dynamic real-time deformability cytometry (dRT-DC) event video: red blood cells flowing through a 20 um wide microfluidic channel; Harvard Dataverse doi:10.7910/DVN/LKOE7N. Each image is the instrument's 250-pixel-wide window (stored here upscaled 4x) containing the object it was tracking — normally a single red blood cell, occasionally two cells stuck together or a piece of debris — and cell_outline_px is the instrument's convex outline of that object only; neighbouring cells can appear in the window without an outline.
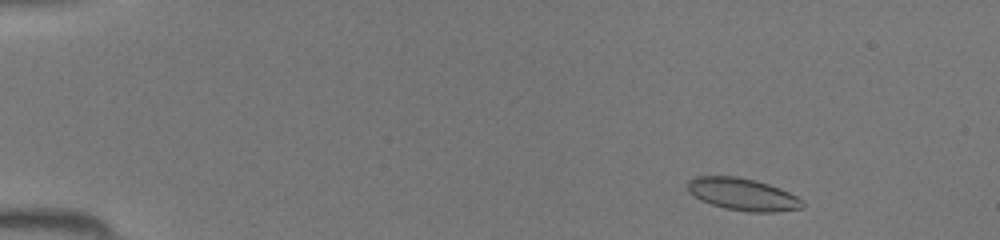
{"species": "common noctule bat (a hibernating species)", "species_latin": "Nyctalus noctula", "temperature_condition": "room temperature", "stored_images_in_passage": 42, "camera_frame_rate_fps": 3000, "um_per_image_px": 0.085, "animal": {"sex": "female", "body_mass_g": 19.5, "forearm_length_mm": 54.1}, "frame": {"image": 1, "passage_image": 3, "time_ms": 0.667, "image_size_px": [1000, 240], "cell_outline_px": [[804, 208], [776, 212], [748, 212], [724, 208], [700, 200], [688, 192], [688, 180], [696, 176], [736, 176], [756, 180], [780, 188], [796, 196], [804, 204]], "centroid_in_image_um": [63.12, 16.52], "position_along_channel_um": 21.9, "area_um2": 21.62}}
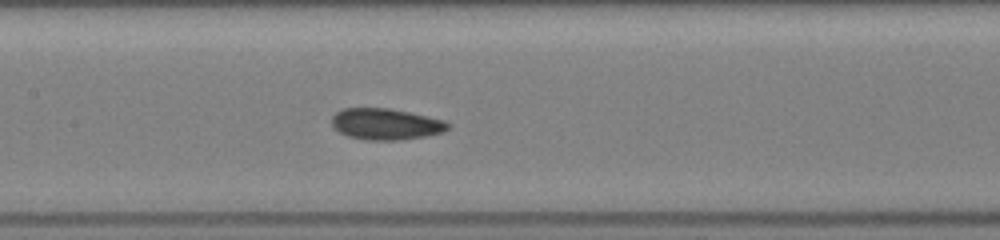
{"frame": {"image": 2, "passage_image": 20, "time_ms": 6.333, "image_size_px": [1000, 240], "cell_outline_px": [[448, 128], [444, 132], [424, 136], [400, 140], [368, 140], [348, 136], [332, 128], [332, 116], [336, 112], [344, 108], [388, 108], [428, 116], [444, 120], [448, 124]], "centroid_in_image_um": [32.76, 10.54], "position_along_channel_um": 174.6, "area_um2": 21.1}}
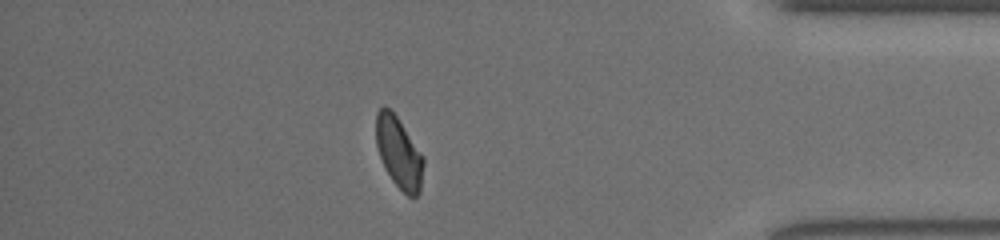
{"frame": {"image": 3, "passage_image": 37, "time_ms": 12.0, "image_size_px": [1000, 240], "cell_outline_px": [[424, 164], [420, 192], [416, 196], [408, 196], [392, 180], [380, 156], [376, 144], [376, 112], [384, 104], [396, 116], [424, 156]], "centroid_in_image_um": [33.92, 12.96], "position_along_channel_um": 401.3, "area_um2": 19.42}}